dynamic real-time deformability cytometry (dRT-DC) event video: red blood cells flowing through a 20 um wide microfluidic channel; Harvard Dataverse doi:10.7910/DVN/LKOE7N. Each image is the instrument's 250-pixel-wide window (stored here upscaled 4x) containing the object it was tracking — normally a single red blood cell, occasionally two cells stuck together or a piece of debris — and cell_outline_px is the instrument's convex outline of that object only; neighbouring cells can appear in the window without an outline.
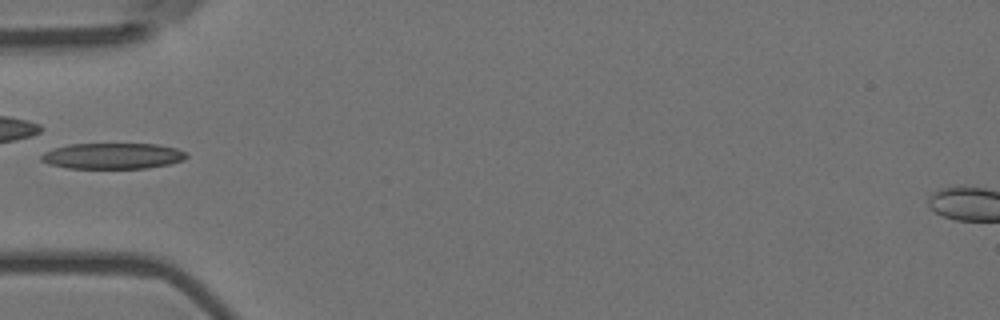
{"species": "Egyptian fruit bat (a non-hibernating species)", "species_latin": "Rousettus aegyptiacus", "temperature_condition": "room temperature", "stored_images_in_passage": 5, "camera_frame_rate_fps": 3000, "um_per_image_px": 0.085, "animal": {"sex": "female"}, "frame": {"image": 1, "passage_image": 5, "time_ms": 1.333, "image_size_px": [1000, 320], "cell_outline_px": [[188, 156], [184, 160], [168, 164], [148, 168], [68, 168], [48, 164], [40, 160], [40, 156], [44, 152], [68, 144], [156, 144], [176, 148], [188, 152]], "centroid_in_image_um": [9.6, 13.26], "position_along_channel_um": 75.4, "area_um2": 21.96}}